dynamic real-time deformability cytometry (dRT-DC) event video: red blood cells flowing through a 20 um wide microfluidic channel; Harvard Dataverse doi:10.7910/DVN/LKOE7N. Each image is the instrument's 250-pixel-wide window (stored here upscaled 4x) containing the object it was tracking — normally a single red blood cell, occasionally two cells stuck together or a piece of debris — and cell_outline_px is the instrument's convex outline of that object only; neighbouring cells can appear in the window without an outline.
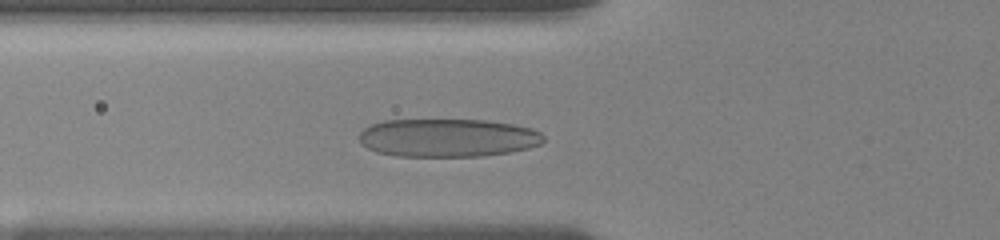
{"species": "human", "species_latin": "Homo sapiens", "temperature_condition": "room temperature", "stored_images_in_passage": 5, "camera_frame_rate_fps": 3000, "um_per_image_px": 0.085, "donor": {"sex": "female"}, "frame": {"image": 1, "passage_image": 3, "time_ms": 0.667, "image_size_px": [1000, 240], "cell_outline_px": [[544, 140], [540, 144], [528, 148], [512, 152], [480, 156], [396, 156], [376, 152], [368, 148], [360, 140], [360, 132], [364, 128], [372, 124], [384, 120], [488, 120], [512, 124], [532, 128], [540, 132], [544, 136]], "centroid_in_image_um": [38.08, 11.71], "position_along_channel_um": 87.7, "area_um2": 41.1}}